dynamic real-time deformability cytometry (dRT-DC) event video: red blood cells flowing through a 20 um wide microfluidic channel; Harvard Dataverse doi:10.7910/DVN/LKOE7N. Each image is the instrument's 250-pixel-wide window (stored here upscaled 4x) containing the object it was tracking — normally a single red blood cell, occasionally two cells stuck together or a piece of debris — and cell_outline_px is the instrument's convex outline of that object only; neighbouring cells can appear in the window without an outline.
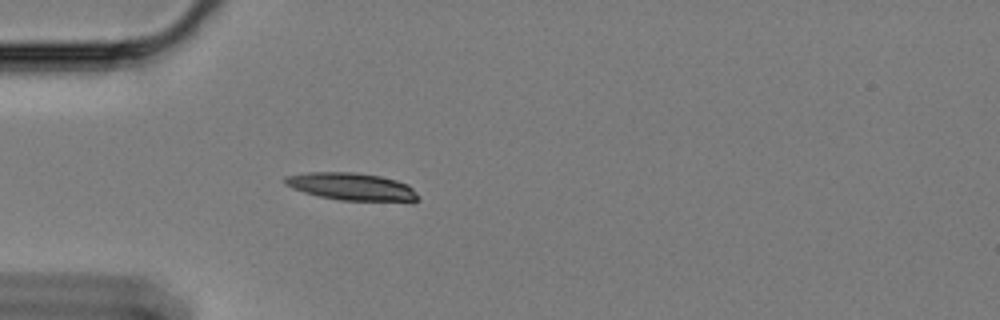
{"species": "Egyptian fruit bat (a non-hibernating species)", "species_latin": "Rousettus aegyptiacus", "temperature_condition": "cold", "stored_images_in_passage": 44, "camera_frame_rate_fps": 3000, "um_per_image_px": 0.085, "animal": {"sex": "female"}, "frame": {"image": 1, "passage_image": 1, "time_ms": 0.0, "image_size_px": [1000, 320], "cell_outline_px": [[420, 200], [412, 204], [340, 200], [320, 196], [304, 192], [292, 188], [284, 184], [284, 176], [308, 172], [352, 172], [380, 176], [396, 180], [408, 184], [420, 196]], "centroid_in_image_um": [30.02, 15.91], "position_along_channel_um": 55.0, "area_um2": 22.14}}
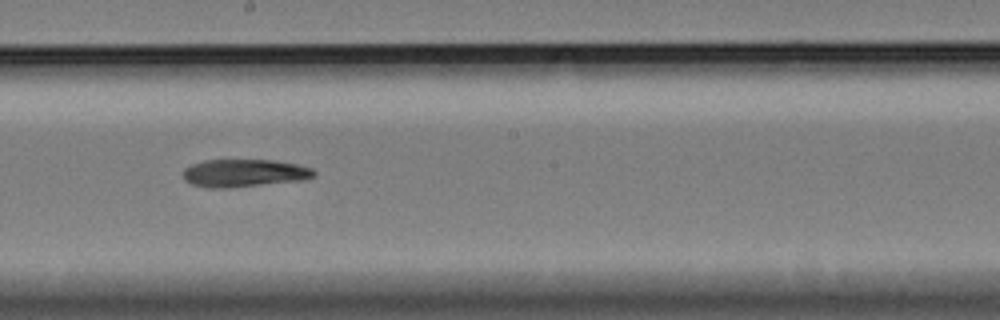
{"frame": {"image": 2, "passage_image": 18, "time_ms": 5.667, "image_size_px": [1000, 320], "cell_outline_px": [[316, 176], [304, 180], [228, 188], [208, 188], [192, 184], [184, 180], [184, 168], [192, 164], [204, 160], [272, 160], [296, 164], [312, 168], [316, 172]], "centroid_in_image_um": [20.77, 14.71], "position_along_channel_um": 227.4, "area_um2": 21.21}}
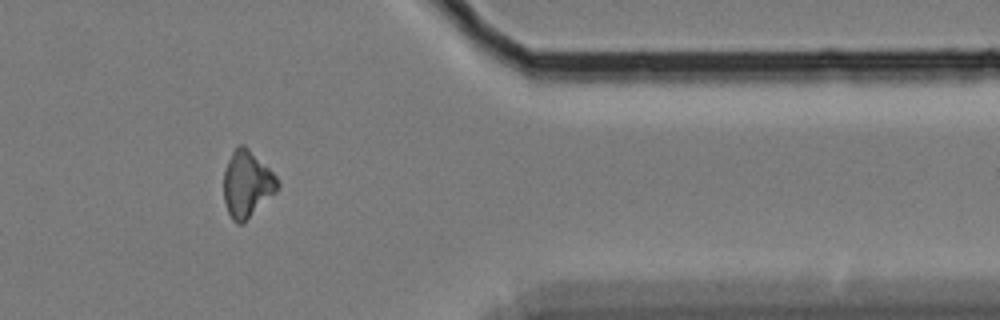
{"frame": {"image": 3, "passage_image": 34, "time_ms": 11.0, "image_size_px": [1000, 320], "cell_outline_px": [[280, 184], [276, 192], [244, 224], [236, 224], [232, 220], [224, 204], [224, 168], [232, 152], [240, 144], [244, 144], [276, 176]], "centroid_in_image_um": [20.98, 15.69], "position_along_channel_um": 390.4, "area_um2": 20.98}, "authors_computed_cell_mechanics": {"area_um2": 21.675, "velocity_mm_per_s": 3.3625, "shape_relaxation_time_tau1_ms": 6.4264, "shape_relaxation_time_tau2_ms": null, "deformation_change_tau1": 0.1577, "deformation_change_tau2": null}}